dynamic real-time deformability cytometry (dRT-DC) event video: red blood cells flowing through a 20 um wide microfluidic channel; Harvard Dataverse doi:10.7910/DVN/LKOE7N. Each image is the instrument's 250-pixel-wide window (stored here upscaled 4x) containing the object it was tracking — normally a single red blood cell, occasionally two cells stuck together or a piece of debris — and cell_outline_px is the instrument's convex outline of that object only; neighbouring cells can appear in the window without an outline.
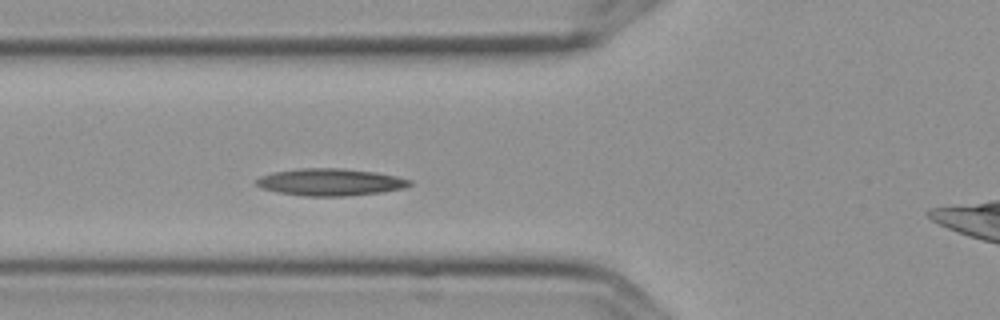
{"species": "Egyptian fruit bat (a non-hibernating species)", "species_latin": "Rousettus aegyptiacus", "temperature_condition": "cold", "stored_images_in_passage": 5, "camera_frame_rate_fps": 3000, "um_per_image_px": 0.085, "frame": {"image": 1, "passage_image": 4, "time_ms": 1.0, "image_size_px": [1000, 320], "cell_outline_px": [[412, 184], [404, 188], [384, 192], [344, 196], [304, 196], [276, 192], [260, 188], [256, 184], [256, 180], [260, 176], [272, 172], [300, 168], [340, 168], [376, 172], [396, 176], [412, 180]], "centroid_in_image_um": [28.07, 15.48], "position_along_channel_um": 97.7, "area_um2": 24.39}}